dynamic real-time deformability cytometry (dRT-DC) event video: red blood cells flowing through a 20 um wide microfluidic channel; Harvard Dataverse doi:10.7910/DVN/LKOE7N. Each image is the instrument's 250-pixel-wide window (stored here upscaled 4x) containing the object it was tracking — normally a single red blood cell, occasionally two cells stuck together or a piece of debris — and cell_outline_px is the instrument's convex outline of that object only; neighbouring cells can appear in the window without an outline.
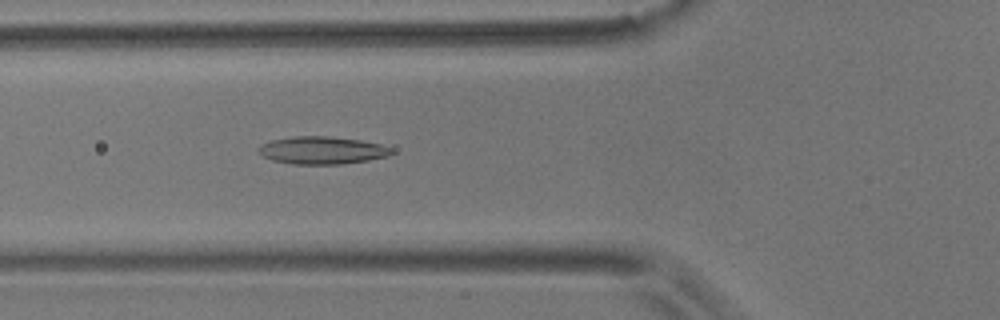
{"species": "common noctule bat (a hibernating species)", "species_latin": "Nyctalus noctula", "temperature_condition": "room temperature", "stored_images_in_passage": 56, "camera_frame_rate_fps": 3000, "um_per_image_px": 0.085, "animal": {"sex": "male", "body_mass_g": 17.9}, "frame": {"image": 1, "passage_image": 20, "time_ms": 6.333, "image_size_px": [1000, 320], "cell_outline_px": [[396, 152], [388, 156], [368, 160], [340, 164], [292, 164], [272, 160], [260, 156], [256, 152], [256, 148], [260, 144], [272, 140], [292, 136], [328, 136], [360, 140], [380, 144], [392, 148]], "centroid_in_image_um": [27.33, 12.77], "position_along_channel_um": 98.5, "area_um2": 21.68}}
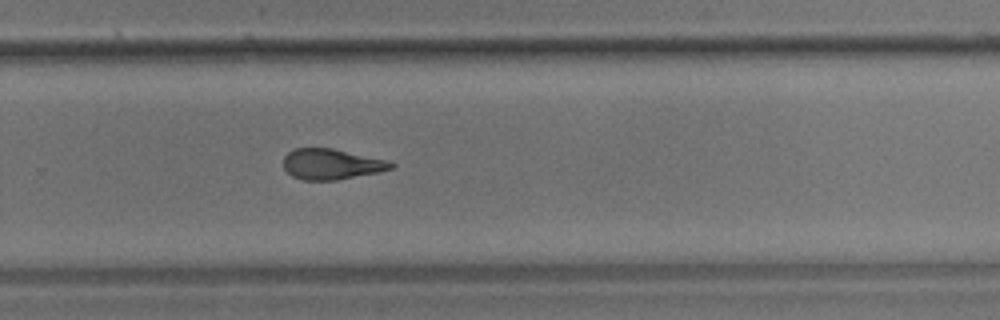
{"frame": {"image": 2, "passage_image": 37, "time_ms": 12.0, "image_size_px": [1000, 320], "cell_outline_px": [[396, 164], [392, 168], [376, 172], [336, 180], [304, 180], [292, 176], [284, 168], [284, 156], [288, 152], [296, 148], [332, 148], [388, 160]], "centroid_in_image_um": [28.16, 13.94], "position_along_channel_um": 301.6, "area_um2": 19.02}}
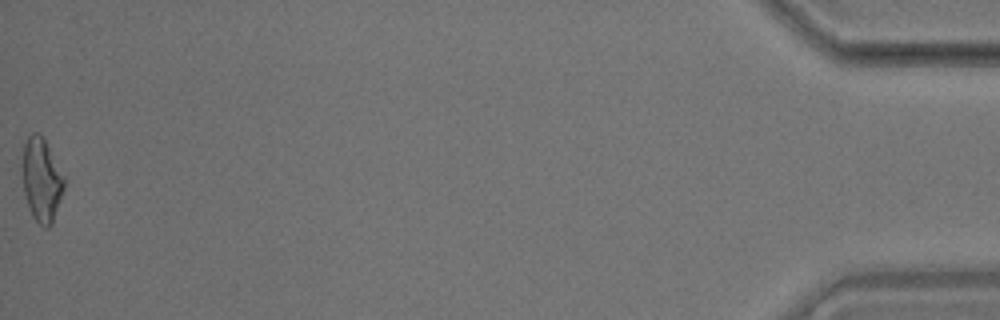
{"frame": {"image": 3, "passage_image": 56, "time_ms": 18.333, "image_size_px": [1000, 320], "cell_outline_px": [[64, 188], [52, 224], [48, 228], [44, 228], [32, 216], [28, 208], [24, 196], [20, 172], [20, 164], [24, 144], [28, 136], [32, 132], [40, 132], [64, 176]], "centroid_in_image_um": [3.47, 15.28], "position_along_channel_um": 431.7, "area_um2": 20.81}, "authors_computed_cell_mechanics": {"area_um2": 20.3456, "velocity_mm_per_s": 3.5857, "shape_relaxation_time_tau1_ms": null, "shape_relaxation_time_tau2_ms": 3.9077, "deformation_change_tau1": null, "deformation_change_tau2": 0.1347}}